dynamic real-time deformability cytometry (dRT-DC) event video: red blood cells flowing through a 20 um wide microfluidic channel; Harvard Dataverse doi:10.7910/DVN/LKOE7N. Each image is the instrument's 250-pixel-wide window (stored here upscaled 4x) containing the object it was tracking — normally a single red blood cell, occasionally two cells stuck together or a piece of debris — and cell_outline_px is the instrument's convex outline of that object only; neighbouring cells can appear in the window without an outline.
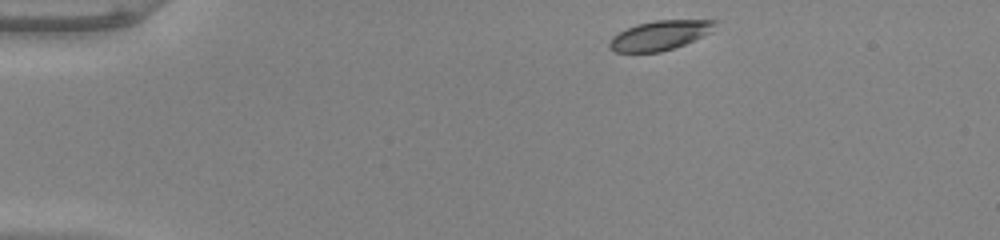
{"species": "common noctule bat (a hibernating species)", "species_latin": "Nyctalus noctula", "temperature_condition": "warm", "stored_images_in_passage": 44, "camera_frame_rate_fps": 3000, "um_per_image_px": 0.085, "animal": {"sex": "male", "body_mass_g": 20.0, "forearm_length_mm": 53.3}, "frame": {"image": 1, "passage_image": 1, "time_ms": 0.0, "image_size_px": [1000, 240], "cell_outline_px": [[720, 20], [712, 32], [704, 36], [684, 44], [660, 52], [616, 52], [608, 48], [608, 44], [612, 36], [636, 24], [656, 20]], "centroid_in_image_um": [56.11, 3.0], "position_along_channel_um": 28.9, "area_um2": 18.21}}
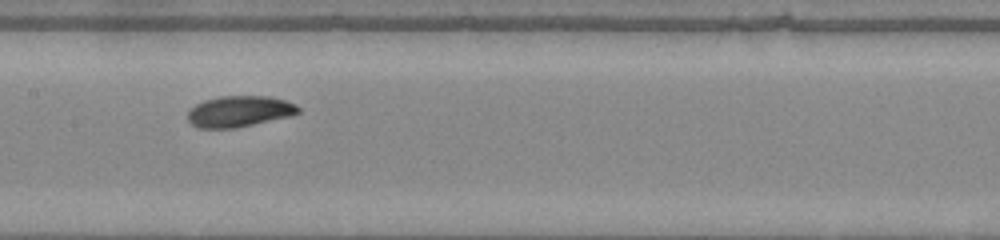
{"frame": {"image": 2, "passage_image": 19, "time_ms": 6.0, "image_size_px": [1000, 240], "cell_outline_px": [[300, 112], [292, 116], [236, 128], [196, 128], [188, 120], [188, 112], [196, 104], [204, 100], [220, 96], [268, 96], [284, 100], [296, 104], [300, 108]], "centroid_in_image_um": [20.36, 9.47], "position_along_channel_um": 187.0, "area_um2": 20.11}}
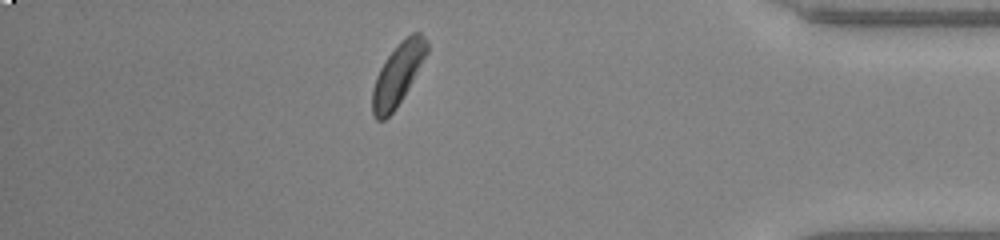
{"frame": {"image": 3, "passage_image": 38, "time_ms": 12.333, "image_size_px": [1000, 240], "cell_outline_px": [[428, 52], [408, 88], [396, 108], [384, 120], [376, 120], [372, 116], [372, 88], [376, 76], [380, 68], [388, 56], [412, 32], [420, 32], [428, 40]], "centroid_in_image_um": [33.8, 6.35], "position_along_channel_um": 401.4, "area_um2": 19.25}, "authors_computed_cell_mechanics": {"area_um2": 19.7676, "velocity_mm_per_s": 3.9143, "shape_relaxation_time_tau1_ms": 2.0582, "shape_relaxation_time_tau2_ms": 4.4994, "deformation_change_tau1": 0.0785, "deformation_change_tau2": 0.0689}}